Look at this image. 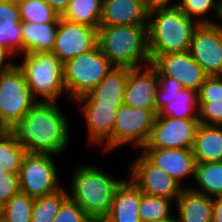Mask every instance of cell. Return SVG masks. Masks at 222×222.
<instances>
[{
  "label": "cell",
  "mask_w": 222,
  "mask_h": 222,
  "mask_svg": "<svg viewBox=\"0 0 222 222\" xmlns=\"http://www.w3.org/2000/svg\"><path fill=\"white\" fill-rule=\"evenodd\" d=\"M58 103L37 101L9 130L28 153L58 156L68 147L70 122Z\"/></svg>",
  "instance_id": "6da1fadb"
},
{
  "label": "cell",
  "mask_w": 222,
  "mask_h": 222,
  "mask_svg": "<svg viewBox=\"0 0 222 222\" xmlns=\"http://www.w3.org/2000/svg\"><path fill=\"white\" fill-rule=\"evenodd\" d=\"M198 25V21L189 18L177 5L157 6L149 10V54L188 52Z\"/></svg>",
  "instance_id": "7a4b0ae2"
},
{
  "label": "cell",
  "mask_w": 222,
  "mask_h": 222,
  "mask_svg": "<svg viewBox=\"0 0 222 222\" xmlns=\"http://www.w3.org/2000/svg\"><path fill=\"white\" fill-rule=\"evenodd\" d=\"M68 197L93 221H103L109 214L116 189L124 180L112 178L94 165H81L72 173Z\"/></svg>",
  "instance_id": "3957f363"
},
{
  "label": "cell",
  "mask_w": 222,
  "mask_h": 222,
  "mask_svg": "<svg viewBox=\"0 0 222 222\" xmlns=\"http://www.w3.org/2000/svg\"><path fill=\"white\" fill-rule=\"evenodd\" d=\"M97 45L114 66L137 68L151 63L148 25L99 26Z\"/></svg>",
  "instance_id": "277c9868"
},
{
  "label": "cell",
  "mask_w": 222,
  "mask_h": 222,
  "mask_svg": "<svg viewBox=\"0 0 222 222\" xmlns=\"http://www.w3.org/2000/svg\"><path fill=\"white\" fill-rule=\"evenodd\" d=\"M22 55L23 60L17 65L22 69L29 89L37 101L57 102L64 94L68 98L63 81V63L55 53L44 51Z\"/></svg>",
  "instance_id": "5b68a950"
},
{
  "label": "cell",
  "mask_w": 222,
  "mask_h": 222,
  "mask_svg": "<svg viewBox=\"0 0 222 222\" xmlns=\"http://www.w3.org/2000/svg\"><path fill=\"white\" fill-rule=\"evenodd\" d=\"M114 65L98 45L63 64V81L68 98L73 102L92 91Z\"/></svg>",
  "instance_id": "8992f818"
},
{
  "label": "cell",
  "mask_w": 222,
  "mask_h": 222,
  "mask_svg": "<svg viewBox=\"0 0 222 222\" xmlns=\"http://www.w3.org/2000/svg\"><path fill=\"white\" fill-rule=\"evenodd\" d=\"M36 102L17 64L0 73V124L6 130L13 128Z\"/></svg>",
  "instance_id": "52a82bcc"
},
{
  "label": "cell",
  "mask_w": 222,
  "mask_h": 222,
  "mask_svg": "<svg viewBox=\"0 0 222 222\" xmlns=\"http://www.w3.org/2000/svg\"><path fill=\"white\" fill-rule=\"evenodd\" d=\"M50 154L26 153L19 172L20 192L37 198L56 192L62 186Z\"/></svg>",
  "instance_id": "ba28073f"
},
{
  "label": "cell",
  "mask_w": 222,
  "mask_h": 222,
  "mask_svg": "<svg viewBox=\"0 0 222 222\" xmlns=\"http://www.w3.org/2000/svg\"><path fill=\"white\" fill-rule=\"evenodd\" d=\"M156 116L152 110L121 105L113 130V149L131 143L141 149L148 141Z\"/></svg>",
  "instance_id": "9c48e42d"
},
{
  "label": "cell",
  "mask_w": 222,
  "mask_h": 222,
  "mask_svg": "<svg viewBox=\"0 0 222 222\" xmlns=\"http://www.w3.org/2000/svg\"><path fill=\"white\" fill-rule=\"evenodd\" d=\"M199 125L198 118L156 116L148 141L142 148H192Z\"/></svg>",
  "instance_id": "30bf717a"
},
{
  "label": "cell",
  "mask_w": 222,
  "mask_h": 222,
  "mask_svg": "<svg viewBox=\"0 0 222 222\" xmlns=\"http://www.w3.org/2000/svg\"><path fill=\"white\" fill-rule=\"evenodd\" d=\"M131 164L129 178L142 193L177 200L183 187L165 171L152 164L142 153Z\"/></svg>",
  "instance_id": "8fae6325"
},
{
  "label": "cell",
  "mask_w": 222,
  "mask_h": 222,
  "mask_svg": "<svg viewBox=\"0 0 222 222\" xmlns=\"http://www.w3.org/2000/svg\"><path fill=\"white\" fill-rule=\"evenodd\" d=\"M151 64L158 76H169L177 80L184 89L199 91L208 76L193 59L190 52L150 55Z\"/></svg>",
  "instance_id": "7c38bea8"
},
{
  "label": "cell",
  "mask_w": 222,
  "mask_h": 222,
  "mask_svg": "<svg viewBox=\"0 0 222 222\" xmlns=\"http://www.w3.org/2000/svg\"><path fill=\"white\" fill-rule=\"evenodd\" d=\"M189 52L208 76L222 75V30L216 24L198 25Z\"/></svg>",
  "instance_id": "4fadbf2b"
},
{
  "label": "cell",
  "mask_w": 222,
  "mask_h": 222,
  "mask_svg": "<svg viewBox=\"0 0 222 222\" xmlns=\"http://www.w3.org/2000/svg\"><path fill=\"white\" fill-rule=\"evenodd\" d=\"M97 45V29L59 18L55 45L52 50L64 64Z\"/></svg>",
  "instance_id": "5bb4252c"
},
{
  "label": "cell",
  "mask_w": 222,
  "mask_h": 222,
  "mask_svg": "<svg viewBox=\"0 0 222 222\" xmlns=\"http://www.w3.org/2000/svg\"><path fill=\"white\" fill-rule=\"evenodd\" d=\"M159 88V79L156 68L148 65L130 68L124 104L140 109L152 110L158 114L156 108V95Z\"/></svg>",
  "instance_id": "9a60e30c"
},
{
  "label": "cell",
  "mask_w": 222,
  "mask_h": 222,
  "mask_svg": "<svg viewBox=\"0 0 222 222\" xmlns=\"http://www.w3.org/2000/svg\"><path fill=\"white\" fill-rule=\"evenodd\" d=\"M141 153L154 165L161 168L167 175L182 184L185 176L195 177L196 161L192 148H141Z\"/></svg>",
  "instance_id": "2e32d148"
},
{
  "label": "cell",
  "mask_w": 222,
  "mask_h": 222,
  "mask_svg": "<svg viewBox=\"0 0 222 222\" xmlns=\"http://www.w3.org/2000/svg\"><path fill=\"white\" fill-rule=\"evenodd\" d=\"M86 121L91 145H103V150L113 149V130L118 108L121 105H80Z\"/></svg>",
  "instance_id": "e0dca14e"
},
{
  "label": "cell",
  "mask_w": 222,
  "mask_h": 222,
  "mask_svg": "<svg viewBox=\"0 0 222 222\" xmlns=\"http://www.w3.org/2000/svg\"><path fill=\"white\" fill-rule=\"evenodd\" d=\"M129 72V67L114 66L92 91L74 102L78 105H123Z\"/></svg>",
  "instance_id": "ac0fdd59"
},
{
  "label": "cell",
  "mask_w": 222,
  "mask_h": 222,
  "mask_svg": "<svg viewBox=\"0 0 222 222\" xmlns=\"http://www.w3.org/2000/svg\"><path fill=\"white\" fill-rule=\"evenodd\" d=\"M149 9L137 0H103L100 26L148 25Z\"/></svg>",
  "instance_id": "d6986e66"
},
{
  "label": "cell",
  "mask_w": 222,
  "mask_h": 222,
  "mask_svg": "<svg viewBox=\"0 0 222 222\" xmlns=\"http://www.w3.org/2000/svg\"><path fill=\"white\" fill-rule=\"evenodd\" d=\"M142 191L130 178L116 189L112 206L104 222H141L138 209Z\"/></svg>",
  "instance_id": "ffe728a7"
},
{
  "label": "cell",
  "mask_w": 222,
  "mask_h": 222,
  "mask_svg": "<svg viewBox=\"0 0 222 222\" xmlns=\"http://www.w3.org/2000/svg\"><path fill=\"white\" fill-rule=\"evenodd\" d=\"M174 202L178 211L177 222H212V197L187 187Z\"/></svg>",
  "instance_id": "44dd1931"
},
{
  "label": "cell",
  "mask_w": 222,
  "mask_h": 222,
  "mask_svg": "<svg viewBox=\"0 0 222 222\" xmlns=\"http://www.w3.org/2000/svg\"><path fill=\"white\" fill-rule=\"evenodd\" d=\"M0 44L14 55L24 54L19 7L9 0H0Z\"/></svg>",
  "instance_id": "7402d4cb"
},
{
  "label": "cell",
  "mask_w": 222,
  "mask_h": 222,
  "mask_svg": "<svg viewBox=\"0 0 222 222\" xmlns=\"http://www.w3.org/2000/svg\"><path fill=\"white\" fill-rule=\"evenodd\" d=\"M196 163L222 161V126H198L192 147Z\"/></svg>",
  "instance_id": "603a6c76"
},
{
  "label": "cell",
  "mask_w": 222,
  "mask_h": 222,
  "mask_svg": "<svg viewBox=\"0 0 222 222\" xmlns=\"http://www.w3.org/2000/svg\"><path fill=\"white\" fill-rule=\"evenodd\" d=\"M58 23H32L21 21L24 53L52 51Z\"/></svg>",
  "instance_id": "cb8c5ba5"
},
{
  "label": "cell",
  "mask_w": 222,
  "mask_h": 222,
  "mask_svg": "<svg viewBox=\"0 0 222 222\" xmlns=\"http://www.w3.org/2000/svg\"><path fill=\"white\" fill-rule=\"evenodd\" d=\"M194 181L198 186L192 190L212 198L222 196V161L196 163Z\"/></svg>",
  "instance_id": "d4e9b609"
},
{
  "label": "cell",
  "mask_w": 222,
  "mask_h": 222,
  "mask_svg": "<svg viewBox=\"0 0 222 222\" xmlns=\"http://www.w3.org/2000/svg\"><path fill=\"white\" fill-rule=\"evenodd\" d=\"M103 0H70L61 18L98 29Z\"/></svg>",
  "instance_id": "484cf974"
},
{
  "label": "cell",
  "mask_w": 222,
  "mask_h": 222,
  "mask_svg": "<svg viewBox=\"0 0 222 222\" xmlns=\"http://www.w3.org/2000/svg\"><path fill=\"white\" fill-rule=\"evenodd\" d=\"M198 92L192 89L178 91L175 99L164 105L157 116L173 117L177 119L198 118Z\"/></svg>",
  "instance_id": "4316f807"
},
{
  "label": "cell",
  "mask_w": 222,
  "mask_h": 222,
  "mask_svg": "<svg viewBox=\"0 0 222 222\" xmlns=\"http://www.w3.org/2000/svg\"><path fill=\"white\" fill-rule=\"evenodd\" d=\"M25 148L17 141L16 137L8 130L0 136V173L8 172L18 174Z\"/></svg>",
  "instance_id": "83f0119b"
},
{
  "label": "cell",
  "mask_w": 222,
  "mask_h": 222,
  "mask_svg": "<svg viewBox=\"0 0 222 222\" xmlns=\"http://www.w3.org/2000/svg\"><path fill=\"white\" fill-rule=\"evenodd\" d=\"M67 198L68 189L64 186L54 193L35 198L31 222H53Z\"/></svg>",
  "instance_id": "f1b7e54d"
},
{
  "label": "cell",
  "mask_w": 222,
  "mask_h": 222,
  "mask_svg": "<svg viewBox=\"0 0 222 222\" xmlns=\"http://www.w3.org/2000/svg\"><path fill=\"white\" fill-rule=\"evenodd\" d=\"M21 21L32 23H59L60 16L45 0H27L18 3Z\"/></svg>",
  "instance_id": "f546056e"
},
{
  "label": "cell",
  "mask_w": 222,
  "mask_h": 222,
  "mask_svg": "<svg viewBox=\"0 0 222 222\" xmlns=\"http://www.w3.org/2000/svg\"><path fill=\"white\" fill-rule=\"evenodd\" d=\"M173 201L164 197L151 196L142 193L138 213L141 222H151L171 218L173 214L171 203Z\"/></svg>",
  "instance_id": "4dcf8cb0"
},
{
  "label": "cell",
  "mask_w": 222,
  "mask_h": 222,
  "mask_svg": "<svg viewBox=\"0 0 222 222\" xmlns=\"http://www.w3.org/2000/svg\"><path fill=\"white\" fill-rule=\"evenodd\" d=\"M35 198L19 192L4 204L5 222H31Z\"/></svg>",
  "instance_id": "1f68e13d"
},
{
  "label": "cell",
  "mask_w": 222,
  "mask_h": 222,
  "mask_svg": "<svg viewBox=\"0 0 222 222\" xmlns=\"http://www.w3.org/2000/svg\"><path fill=\"white\" fill-rule=\"evenodd\" d=\"M174 3L183 13L189 18L198 21L199 24L216 23L215 20L213 21L211 18L207 19L206 17H203L211 10L213 13L215 12L216 17H218L219 4L215 0H178V2L176 1Z\"/></svg>",
  "instance_id": "d6a6232c"
},
{
  "label": "cell",
  "mask_w": 222,
  "mask_h": 222,
  "mask_svg": "<svg viewBox=\"0 0 222 222\" xmlns=\"http://www.w3.org/2000/svg\"><path fill=\"white\" fill-rule=\"evenodd\" d=\"M159 88L156 95V108L159 111L164 105L172 102L178 91L183 90V86L174 78L169 76H158Z\"/></svg>",
  "instance_id": "836d02e7"
},
{
  "label": "cell",
  "mask_w": 222,
  "mask_h": 222,
  "mask_svg": "<svg viewBox=\"0 0 222 222\" xmlns=\"http://www.w3.org/2000/svg\"><path fill=\"white\" fill-rule=\"evenodd\" d=\"M85 211L69 197L61 205L53 222H92Z\"/></svg>",
  "instance_id": "e575fe53"
},
{
  "label": "cell",
  "mask_w": 222,
  "mask_h": 222,
  "mask_svg": "<svg viewBox=\"0 0 222 222\" xmlns=\"http://www.w3.org/2000/svg\"><path fill=\"white\" fill-rule=\"evenodd\" d=\"M198 103V119L201 124L222 126V100Z\"/></svg>",
  "instance_id": "d590c367"
},
{
  "label": "cell",
  "mask_w": 222,
  "mask_h": 222,
  "mask_svg": "<svg viewBox=\"0 0 222 222\" xmlns=\"http://www.w3.org/2000/svg\"><path fill=\"white\" fill-rule=\"evenodd\" d=\"M222 100V75L207 76L198 91V102Z\"/></svg>",
  "instance_id": "8d00e7d4"
},
{
  "label": "cell",
  "mask_w": 222,
  "mask_h": 222,
  "mask_svg": "<svg viewBox=\"0 0 222 222\" xmlns=\"http://www.w3.org/2000/svg\"><path fill=\"white\" fill-rule=\"evenodd\" d=\"M20 192L19 175L8 172L0 173V201L4 204Z\"/></svg>",
  "instance_id": "74e56055"
},
{
  "label": "cell",
  "mask_w": 222,
  "mask_h": 222,
  "mask_svg": "<svg viewBox=\"0 0 222 222\" xmlns=\"http://www.w3.org/2000/svg\"><path fill=\"white\" fill-rule=\"evenodd\" d=\"M14 54L6 47L0 44V73L12 69L16 64L9 60Z\"/></svg>",
  "instance_id": "f35d334b"
},
{
  "label": "cell",
  "mask_w": 222,
  "mask_h": 222,
  "mask_svg": "<svg viewBox=\"0 0 222 222\" xmlns=\"http://www.w3.org/2000/svg\"><path fill=\"white\" fill-rule=\"evenodd\" d=\"M212 222H222V196L213 198Z\"/></svg>",
  "instance_id": "ab89813d"
},
{
  "label": "cell",
  "mask_w": 222,
  "mask_h": 222,
  "mask_svg": "<svg viewBox=\"0 0 222 222\" xmlns=\"http://www.w3.org/2000/svg\"><path fill=\"white\" fill-rule=\"evenodd\" d=\"M45 1L61 17L66 11L70 0H45Z\"/></svg>",
  "instance_id": "60d3db41"
},
{
  "label": "cell",
  "mask_w": 222,
  "mask_h": 222,
  "mask_svg": "<svg viewBox=\"0 0 222 222\" xmlns=\"http://www.w3.org/2000/svg\"><path fill=\"white\" fill-rule=\"evenodd\" d=\"M173 0H154V8L157 6H167V5H175V3H172ZM170 3V4H169Z\"/></svg>",
  "instance_id": "b9f144b4"
},
{
  "label": "cell",
  "mask_w": 222,
  "mask_h": 222,
  "mask_svg": "<svg viewBox=\"0 0 222 222\" xmlns=\"http://www.w3.org/2000/svg\"><path fill=\"white\" fill-rule=\"evenodd\" d=\"M146 6L149 10L154 9V0H137Z\"/></svg>",
  "instance_id": "7bdbcfd3"
},
{
  "label": "cell",
  "mask_w": 222,
  "mask_h": 222,
  "mask_svg": "<svg viewBox=\"0 0 222 222\" xmlns=\"http://www.w3.org/2000/svg\"><path fill=\"white\" fill-rule=\"evenodd\" d=\"M151 222H177V219H176V216H172L171 218H166V219H163V220H154V221H151Z\"/></svg>",
  "instance_id": "ee69618b"
},
{
  "label": "cell",
  "mask_w": 222,
  "mask_h": 222,
  "mask_svg": "<svg viewBox=\"0 0 222 222\" xmlns=\"http://www.w3.org/2000/svg\"><path fill=\"white\" fill-rule=\"evenodd\" d=\"M218 18H219V20L221 19V21H222V5L219 6ZM215 24L222 30V23L216 22Z\"/></svg>",
  "instance_id": "f6af8a7d"
},
{
  "label": "cell",
  "mask_w": 222,
  "mask_h": 222,
  "mask_svg": "<svg viewBox=\"0 0 222 222\" xmlns=\"http://www.w3.org/2000/svg\"><path fill=\"white\" fill-rule=\"evenodd\" d=\"M4 220V203L0 201V221Z\"/></svg>",
  "instance_id": "bcb514c9"
},
{
  "label": "cell",
  "mask_w": 222,
  "mask_h": 222,
  "mask_svg": "<svg viewBox=\"0 0 222 222\" xmlns=\"http://www.w3.org/2000/svg\"><path fill=\"white\" fill-rule=\"evenodd\" d=\"M6 131V129L0 124V136Z\"/></svg>",
  "instance_id": "7dc6e473"
},
{
  "label": "cell",
  "mask_w": 222,
  "mask_h": 222,
  "mask_svg": "<svg viewBox=\"0 0 222 222\" xmlns=\"http://www.w3.org/2000/svg\"><path fill=\"white\" fill-rule=\"evenodd\" d=\"M9 1L18 4V3H20V2H24V1H27V0H9Z\"/></svg>",
  "instance_id": "c3c4849f"
},
{
  "label": "cell",
  "mask_w": 222,
  "mask_h": 222,
  "mask_svg": "<svg viewBox=\"0 0 222 222\" xmlns=\"http://www.w3.org/2000/svg\"><path fill=\"white\" fill-rule=\"evenodd\" d=\"M217 2H218V4H219V6L222 5V0H219V1H217Z\"/></svg>",
  "instance_id": "681fc988"
}]
</instances>
